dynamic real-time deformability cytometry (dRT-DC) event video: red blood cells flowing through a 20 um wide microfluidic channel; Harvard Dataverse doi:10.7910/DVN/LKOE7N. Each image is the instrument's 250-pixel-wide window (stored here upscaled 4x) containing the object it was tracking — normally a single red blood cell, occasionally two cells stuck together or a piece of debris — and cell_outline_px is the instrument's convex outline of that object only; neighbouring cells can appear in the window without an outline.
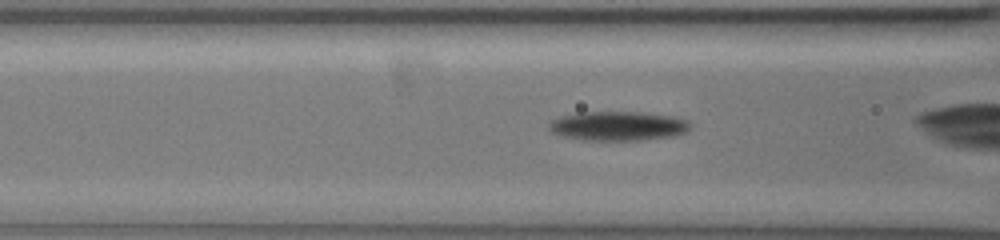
{"species": "common noctule bat (a hibernating species)", "species_latin": "Nyctalus noctula", "temperature_condition": "warm", "stored_images_in_passage": 35, "camera_frame_rate_fps": 3000, "um_per_image_px": 0.085, "animal": {"sex": "female", "body_mass_g": 19.5, "forearm_length_mm": 54.1}, "frame": {"image": 1, "passage_image": 11, "time_ms": 3.333, "image_size_px": [1000, 240], "cell_outline_px": [[688, 128], [684, 132], [672, 136], [648, 140], [584, 140], [564, 136], [552, 132], [548, 128], [552, 120], [564, 116], [584, 112], [636, 112], [668, 116], [684, 120], [688, 124]], "centroid_in_image_um": [52.49, 10.72], "position_along_channel_um": 114.1, "area_um2": 23.47}}
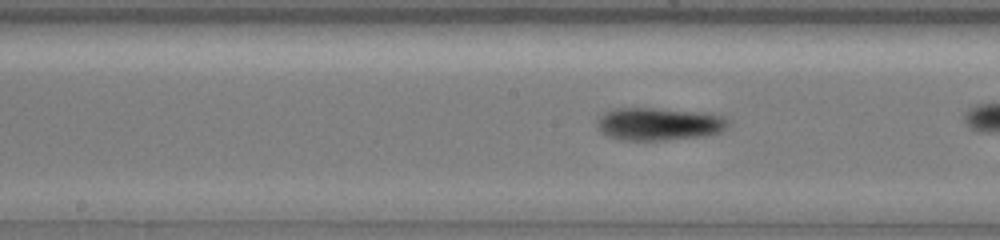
{"frame": {"image": 2, "passage_image": 18, "time_ms": 5.667, "image_size_px": [1000, 240], "cell_outline_px": [[724, 128], [720, 132], [704, 136], [664, 140], [620, 140], [608, 136], [600, 132], [600, 120], [608, 112], [616, 108], [652, 108], [692, 112], [720, 116], [724, 120]], "centroid_in_image_um": [55.95, 10.56], "position_along_channel_um": 192.2, "area_um2": 23.93}}
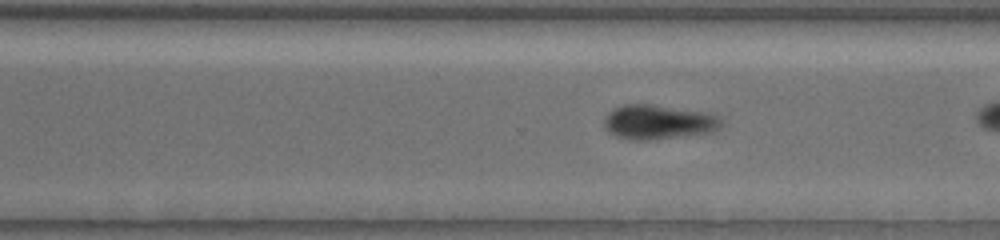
{"frame": {"image": 3, "passage_image": 29, "time_ms": 9.333, "image_size_px": [1000, 240], "cell_outline_px": [[720, 124], [712, 132], [648, 140], [632, 140], [616, 136], [608, 132], [604, 124], [608, 116], [616, 108], [628, 104], [648, 104], [716, 116], [720, 120]], "centroid_in_image_um": [55.88, 10.41], "position_along_channel_um": 314.7, "area_um2": 22.25}}